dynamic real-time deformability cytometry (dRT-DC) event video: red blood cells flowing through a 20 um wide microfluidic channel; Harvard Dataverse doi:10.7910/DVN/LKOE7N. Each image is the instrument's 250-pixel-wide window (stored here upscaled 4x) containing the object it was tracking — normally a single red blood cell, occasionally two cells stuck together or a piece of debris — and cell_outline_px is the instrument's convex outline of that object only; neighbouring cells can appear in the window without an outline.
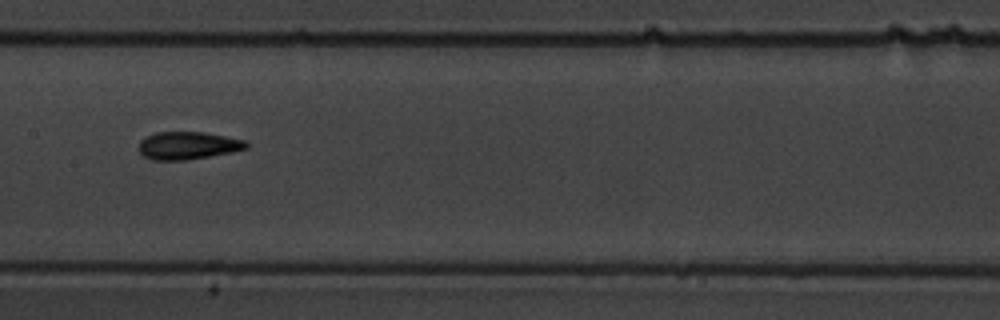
{"species": "common noctule bat (a hibernating species)", "species_latin": "Nyctalus noctula", "temperature_condition": "warm", "stored_images_in_passage": 13, "camera_frame_rate_fps": 3000, "um_per_image_px": 0.085, "animal": {"sex": "male", "body_mass_g": 19.5, "forearm_length_mm": 54.6}, "frame": {"image": 1, "passage_image": 6, "time_ms": 6.667, "image_size_px": [1000, 320], "cell_outline_px": [[248, 148], [232, 152], [188, 160], [152, 160], [144, 156], [140, 152], [140, 140], [144, 136], [156, 132], [204, 132], [244, 140], [248, 144]], "centroid_in_image_um": [15.95, 12.37], "position_along_channel_um": 191.4, "area_um2": 17.34}}
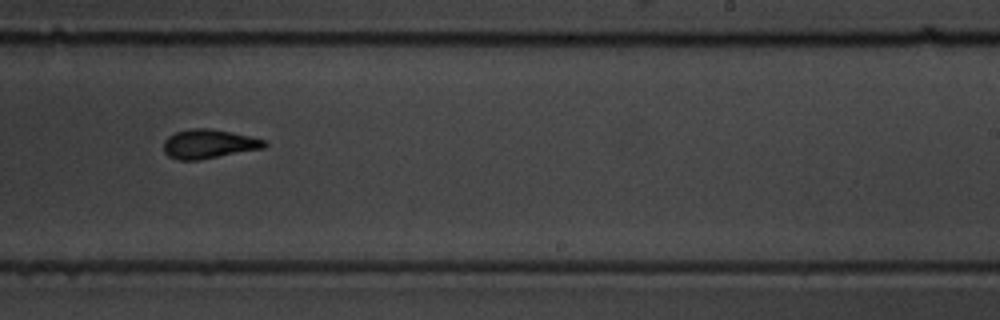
{"frame": {"image": 2, "passage_image": 8, "time_ms": 9.0, "image_size_px": [1000, 320], "cell_outline_px": [[268, 144], [264, 148], [196, 160], [180, 160], [168, 156], [164, 152], [164, 140], [168, 136], [176, 132], [192, 128], [212, 128], [248, 136], [264, 140]], "centroid_in_image_um": [17.71, 12.23], "position_along_channel_um": 271.3, "area_um2": 16.88}}
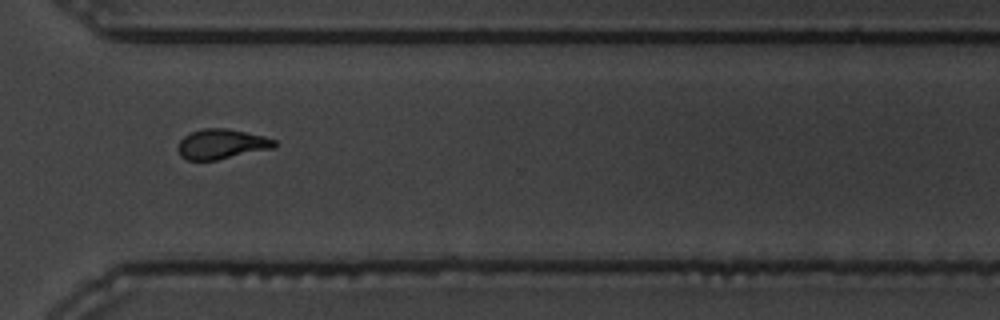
{"frame": {"image": 3, "passage_image": 10, "time_ms": 11.333, "image_size_px": [1000, 320], "cell_outline_px": [[280, 144], [276, 148], [216, 160], [188, 160], [180, 156], [176, 148], [180, 140], [184, 136], [192, 132], [204, 128], [224, 128], [264, 136], [276, 140]], "centroid_in_image_um": [18.86, 12.26], "position_along_channel_um": 351.7, "area_um2": 16.99}, "authors_computed_cell_mechanics": {"area_um2": 17.2244, "velocity_mm_per_s": 3.4482, "shape_relaxation_time_tau1_ms": 3.9598, "shape_relaxation_time_tau2_ms": 2.2501, "deformation_change_tau1": 0.1381, "deformation_change_tau2": 0.0905}}